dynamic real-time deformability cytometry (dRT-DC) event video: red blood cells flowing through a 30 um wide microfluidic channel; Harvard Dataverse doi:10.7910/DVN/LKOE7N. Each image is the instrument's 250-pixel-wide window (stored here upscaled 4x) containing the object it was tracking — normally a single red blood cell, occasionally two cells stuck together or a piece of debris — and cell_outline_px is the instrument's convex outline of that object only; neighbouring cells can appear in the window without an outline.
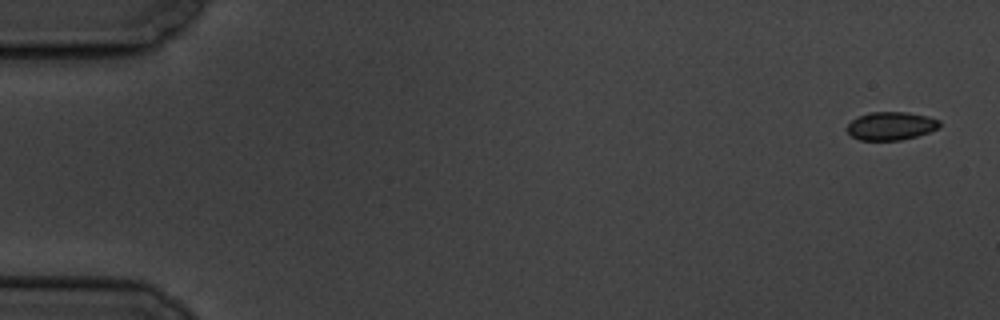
{"species": "common noctule bat (a hibernating species)", "species_latin": "Nyctalus noctula", "temperature_condition": "cold", "stored_images_in_passage": 6, "camera_frame_rate_fps": 3000, "um_per_image_px": 0.085, "animal": {"sex": "male", "body_mass_g": 19.5, "forearm_length_mm": 54.6}, "frame": {"image": 1, "passage_image": 1, "time_ms": 0.0, "image_size_px": [1000, 320], "cell_outline_px": [[940, 128], [916, 136], [900, 140], [860, 140], [852, 136], [844, 128], [852, 120], [868, 112], [908, 112], [928, 116], [940, 120]], "centroid_in_image_um": [75.73, 10.7], "position_along_channel_um": 9.3, "area_um2": 15.26}}
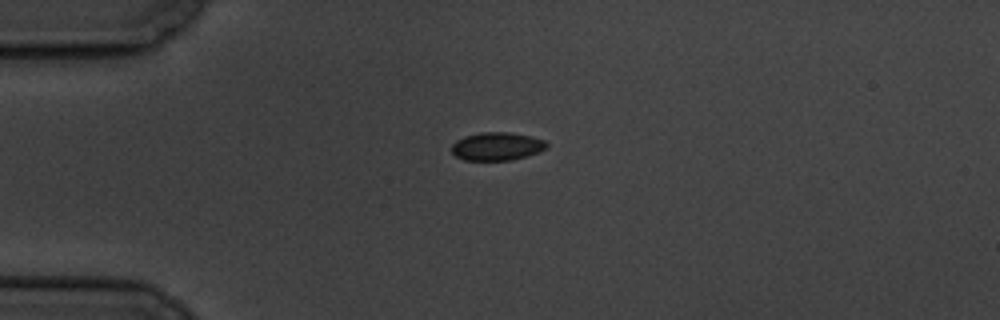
{"frame": {"image": 2, "passage_image": 4, "time_ms": 4.333, "image_size_px": [1000, 320], "cell_outline_px": [[548, 144], [540, 152], [512, 160], [464, 160], [456, 156], [452, 152], [452, 144], [456, 140], [464, 136], [480, 132], [512, 132], [544, 140]], "centroid_in_image_um": [42.21, 12.43], "position_along_channel_um": 42.8, "area_um2": 15.55}}
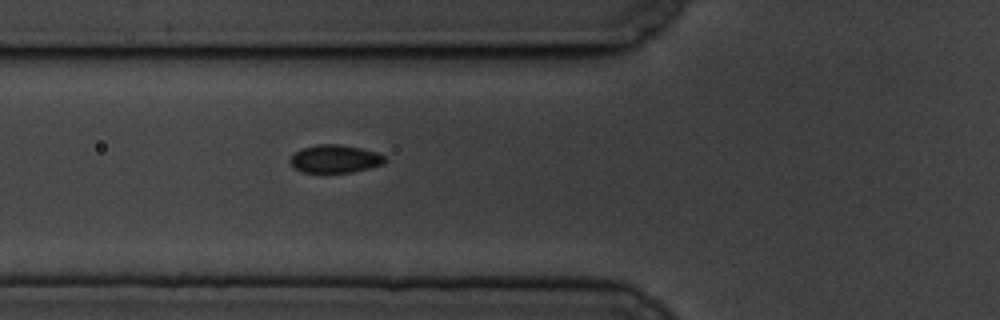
{"frame": {"image": 3, "passage_image": 6, "time_ms": 6.667, "image_size_px": [1000, 320], "cell_outline_px": [[388, 160], [384, 164], [352, 172], [304, 172], [296, 168], [288, 160], [300, 148], [316, 144], [340, 144], [360, 148], [376, 152], [384, 156]], "centroid_in_image_um": [28.49, 13.49], "position_along_channel_um": 97.3, "area_um2": 15.37}}